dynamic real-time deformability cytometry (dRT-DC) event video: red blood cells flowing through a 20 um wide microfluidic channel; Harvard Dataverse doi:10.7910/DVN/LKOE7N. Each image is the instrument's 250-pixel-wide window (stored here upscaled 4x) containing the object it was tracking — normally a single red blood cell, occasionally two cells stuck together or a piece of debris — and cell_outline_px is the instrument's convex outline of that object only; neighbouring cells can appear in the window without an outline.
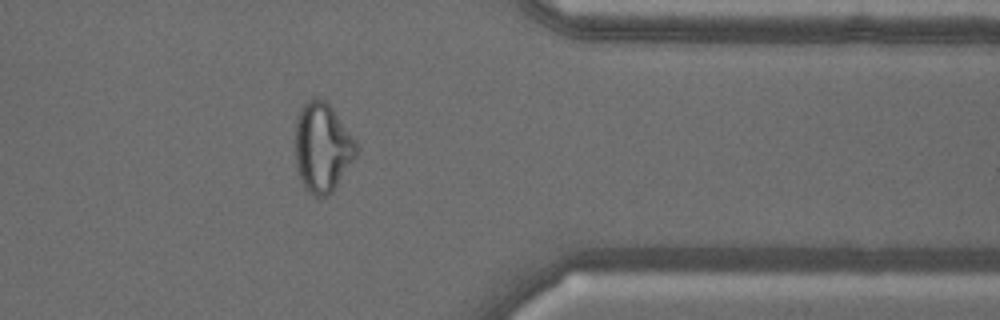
{"species": "common noctule bat (a hibernating species)", "species_latin": "Nyctalus noctula", "temperature_condition": "warm", "stored_images_in_passage": 52, "camera_frame_rate_fps": 3000, "um_per_image_px": 0.085, "animal": {"sex": "male", "body_mass_g": 18.8}, "frame": {"image": 1, "passage_image": 45, "time_ms": 14.667, "image_size_px": [1000, 320], "cell_outline_px": [[360, 148], [356, 156], [332, 192], [328, 196], [312, 196], [304, 188], [300, 180], [296, 164], [296, 116], [300, 108], [312, 96], [316, 96], [328, 100], [356, 140]], "centroid_in_image_um": [27.41, 12.49], "position_along_channel_um": 384.0, "area_um2": 32.43}}